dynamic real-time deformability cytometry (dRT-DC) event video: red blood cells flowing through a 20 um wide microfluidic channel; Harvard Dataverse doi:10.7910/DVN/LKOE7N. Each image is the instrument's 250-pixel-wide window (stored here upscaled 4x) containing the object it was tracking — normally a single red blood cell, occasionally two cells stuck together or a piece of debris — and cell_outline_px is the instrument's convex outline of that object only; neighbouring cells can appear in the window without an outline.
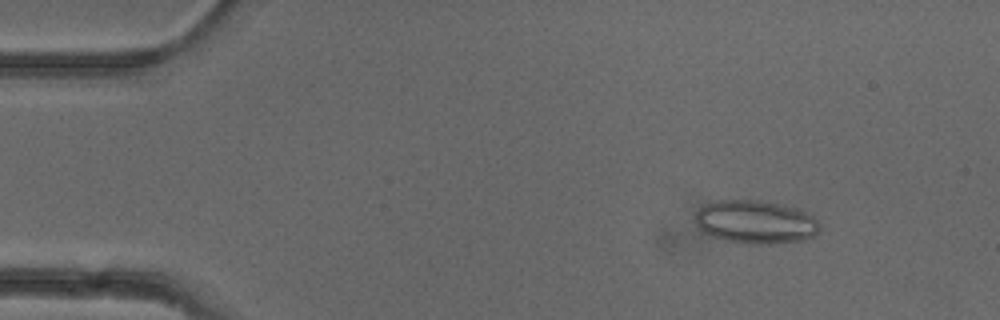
{"species": "common noctule bat (a hibernating species)", "species_latin": "Nyctalus noctula", "temperature_condition": "cold", "stored_images_in_passage": 52, "camera_frame_rate_fps": 3000, "um_per_image_px": 0.085, "animal": {"sex": "female"}, "frame": {"image": 1, "passage_image": 7, "time_ms": 2.0, "image_size_px": [1000, 320], "cell_outline_px": [[820, 228], [812, 236], [804, 240], [768, 244], [748, 244], [728, 240], [712, 236], [700, 232], [696, 220], [696, 212], [700, 208], [716, 200], [760, 200], [804, 208], [820, 224]], "centroid_in_image_um": [64.25, 18.86], "position_along_channel_um": 20.7, "area_um2": 31.62}}
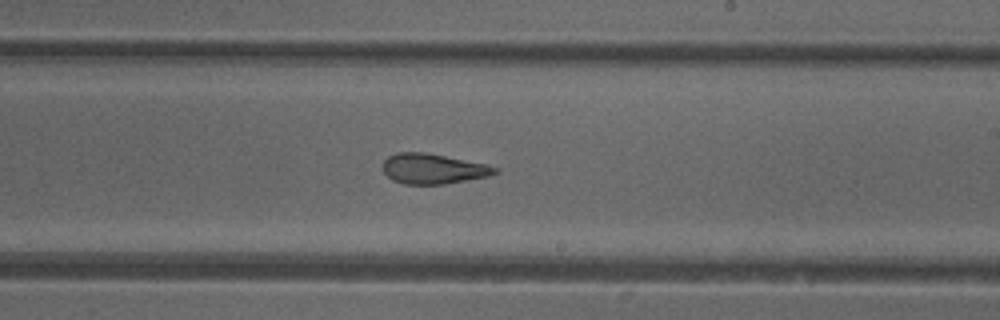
{"frame": {"image": 2, "passage_image": 31, "time_ms": 10.0, "image_size_px": [1000, 320], "cell_outline_px": [[500, 172], [488, 176], [444, 184], [404, 184], [392, 180], [384, 172], [384, 160], [388, 156], [396, 152], [424, 152], [484, 164], [500, 168]], "centroid_in_image_um": [36.81, 14.35], "position_along_channel_um": 252.2, "area_um2": 19.54}}
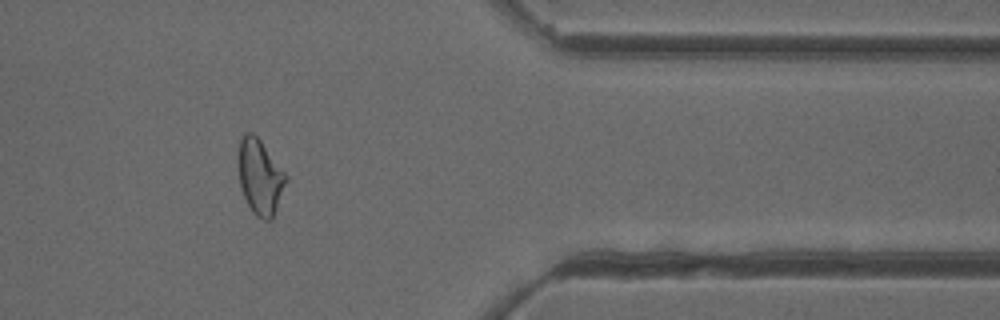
{"frame": {"image": 3, "passage_image": 43, "time_ms": 14.0, "image_size_px": [1000, 320], "cell_outline_px": [[288, 180], [272, 220], [264, 220], [256, 216], [252, 212], [240, 188], [240, 140], [244, 132], [252, 132], [260, 140], [288, 176]], "centroid_in_image_um": [22.14, 15.07], "position_along_channel_um": 389.3, "area_um2": 20.58}, "authors_computed_cell_mechanics": {"area_um2": 22.253, "velocity_mm_per_s": 3.9534, "shape_relaxation_time_tau1_ms": null, "shape_relaxation_time_tau2_ms": 1.8567, "deformation_change_tau1": null, "deformation_change_tau2": 0.1042}}